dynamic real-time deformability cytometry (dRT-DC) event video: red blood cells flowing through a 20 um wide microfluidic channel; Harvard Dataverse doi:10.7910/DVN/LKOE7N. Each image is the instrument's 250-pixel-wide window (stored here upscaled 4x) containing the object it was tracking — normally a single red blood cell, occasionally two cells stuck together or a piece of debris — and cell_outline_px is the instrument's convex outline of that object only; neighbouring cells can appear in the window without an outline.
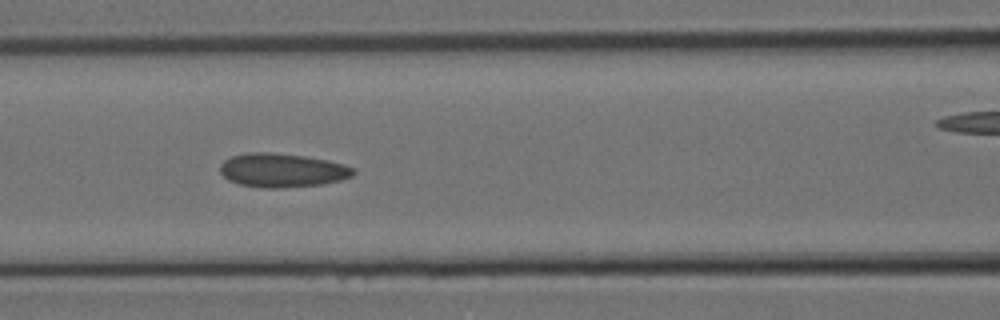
{"species": "Egyptian fruit bat (a non-hibernating species)", "species_latin": "Rousettus aegyptiacus", "temperature_condition": "room temperature", "stored_images_in_passage": 8, "segment_of_instrument_passage": [1, 2], "camera_frame_rate_fps": 3000, "um_per_image_px": 0.085, "animal": {"sex": "female"}, "frame": {"image": 1, "passage_image": 6, "time_ms": 1.667, "image_size_px": [1000, 320], "cell_outline_px": [[356, 172], [352, 176], [340, 180], [320, 184], [284, 188], [260, 188], [240, 184], [228, 180], [220, 172], [220, 164], [224, 160], [232, 156], [248, 152], [268, 152], [304, 156], [328, 160], [344, 164], [352, 168]], "centroid_in_image_um": [23.96, 14.47], "position_along_channel_um": 142.6, "area_um2": 26.3}}
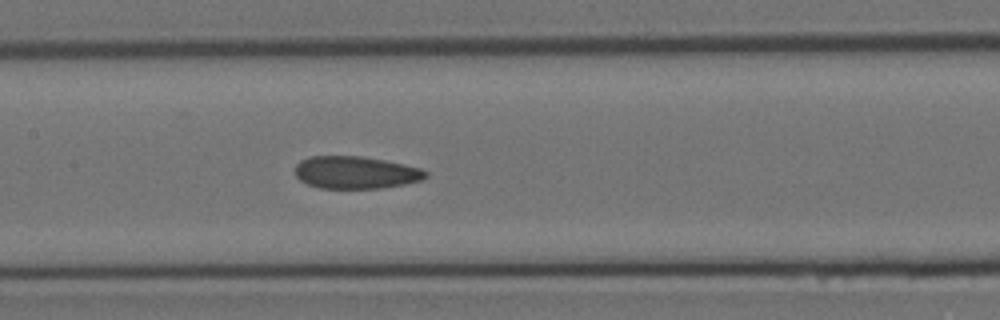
{"frame": {"image": 2, "passage_image": 7, "time_ms": 2.0, "image_size_px": [1000, 320], "cell_outline_px": [[428, 176], [424, 180], [404, 184], [380, 188], [320, 188], [308, 184], [300, 180], [296, 176], [296, 164], [300, 160], [312, 156], [364, 156], [404, 164], [420, 168], [428, 172]], "centroid_in_image_um": [30.26, 14.66], "position_along_channel_um": 177.1, "area_um2": 24.74}}